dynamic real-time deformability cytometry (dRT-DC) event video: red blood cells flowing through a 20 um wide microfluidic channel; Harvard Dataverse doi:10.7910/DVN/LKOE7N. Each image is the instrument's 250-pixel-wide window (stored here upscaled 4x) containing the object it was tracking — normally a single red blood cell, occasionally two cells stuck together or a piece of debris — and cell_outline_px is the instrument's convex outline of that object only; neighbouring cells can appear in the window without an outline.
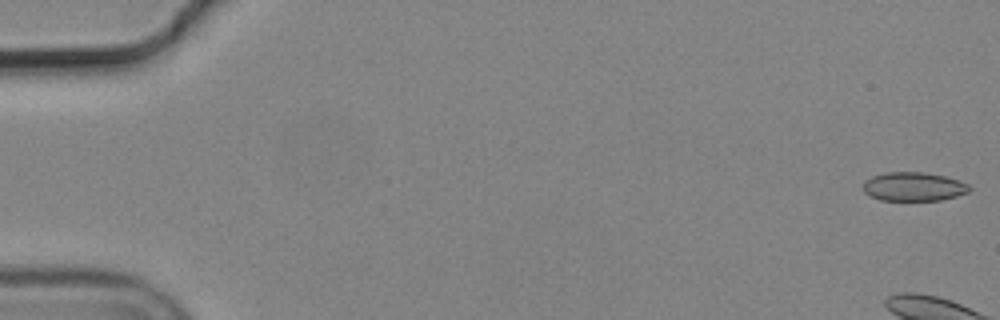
{"species": "common noctule bat (a hibernating species)", "species_latin": "Nyctalus noctula", "temperature_condition": "cold", "stored_images_in_passage": 6, "camera_frame_rate_fps": 3000, "um_per_image_px": 0.085, "animal": {"sex": "male", "body_mass_g": 19.2, "forearm_length_mm": 51.8}, "frame": {"image": 1, "passage_image": 1, "time_ms": 0.0, "image_size_px": [1000, 320], "cell_outline_px": [[972, 188], [968, 192], [956, 196], [940, 200], [880, 200], [864, 192], [864, 180], [872, 176], [884, 172], [924, 172], [944, 176], [960, 180], [968, 184]], "centroid_in_image_um": [77.67, 15.85], "position_along_channel_um": 7.3, "area_um2": 17.86}}